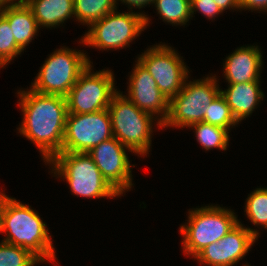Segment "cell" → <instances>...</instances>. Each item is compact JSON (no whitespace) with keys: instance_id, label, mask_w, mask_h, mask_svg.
<instances>
[{"instance_id":"obj_1","label":"cell","mask_w":267,"mask_h":266,"mask_svg":"<svg viewBox=\"0 0 267 266\" xmlns=\"http://www.w3.org/2000/svg\"><path fill=\"white\" fill-rule=\"evenodd\" d=\"M17 95L24 117L18 131L37 146L44 162H48L62 151L68 114L66 97L42 94L31 88L20 89Z\"/></svg>"},{"instance_id":"obj_2","label":"cell","mask_w":267,"mask_h":266,"mask_svg":"<svg viewBox=\"0 0 267 266\" xmlns=\"http://www.w3.org/2000/svg\"><path fill=\"white\" fill-rule=\"evenodd\" d=\"M2 241L28 249L42 262H55V249L46 224L28 205L6 195L0 208Z\"/></svg>"},{"instance_id":"obj_3","label":"cell","mask_w":267,"mask_h":266,"mask_svg":"<svg viewBox=\"0 0 267 266\" xmlns=\"http://www.w3.org/2000/svg\"><path fill=\"white\" fill-rule=\"evenodd\" d=\"M52 173L66 179L74 195L85 198L120 196L103 178L87 153L60 152L47 162Z\"/></svg>"},{"instance_id":"obj_4","label":"cell","mask_w":267,"mask_h":266,"mask_svg":"<svg viewBox=\"0 0 267 266\" xmlns=\"http://www.w3.org/2000/svg\"><path fill=\"white\" fill-rule=\"evenodd\" d=\"M108 111L113 137L135 155L146 156L151 146L152 124L156 117L140 110L120 91L113 95Z\"/></svg>"},{"instance_id":"obj_5","label":"cell","mask_w":267,"mask_h":266,"mask_svg":"<svg viewBox=\"0 0 267 266\" xmlns=\"http://www.w3.org/2000/svg\"><path fill=\"white\" fill-rule=\"evenodd\" d=\"M188 213V223L180 226V233L183 251L192 257L221 240L240 221L233 211L217 205L195 208Z\"/></svg>"},{"instance_id":"obj_6","label":"cell","mask_w":267,"mask_h":266,"mask_svg":"<svg viewBox=\"0 0 267 266\" xmlns=\"http://www.w3.org/2000/svg\"><path fill=\"white\" fill-rule=\"evenodd\" d=\"M89 64L86 53L63 46L45 60L30 88L42 94L66 97Z\"/></svg>"},{"instance_id":"obj_7","label":"cell","mask_w":267,"mask_h":266,"mask_svg":"<svg viewBox=\"0 0 267 266\" xmlns=\"http://www.w3.org/2000/svg\"><path fill=\"white\" fill-rule=\"evenodd\" d=\"M149 20L141 12L120 13L114 10L92 23L80 43L101 50L125 48L149 26Z\"/></svg>"},{"instance_id":"obj_8","label":"cell","mask_w":267,"mask_h":266,"mask_svg":"<svg viewBox=\"0 0 267 266\" xmlns=\"http://www.w3.org/2000/svg\"><path fill=\"white\" fill-rule=\"evenodd\" d=\"M215 77L207 76L196 81H188L187 77L183 88L169 101V115L162 128H184L202 122L209 104L221 90Z\"/></svg>"},{"instance_id":"obj_9","label":"cell","mask_w":267,"mask_h":266,"mask_svg":"<svg viewBox=\"0 0 267 266\" xmlns=\"http://www.w3.org/2000/svg\"><path fill=\"white\" fill-rule=\"evenodd\" d=\"M114 82L111 70L92 72L89 64L66 96L68 113L84 114L108 109L117 92Z\"/></svg>"},{"instance_id":"obj_10","label":"cell","mask_w":267,"mask_h":266,"mask_svg":"<svg viewBox=\"0 0 267 266\" xmlns=\"http://www.w3.org/2000/svg\"><path fill=\"white\" fill-rule=\"evenodd\" d=\"M112 137L108 109L94 113H68L61 152L87 153Z\"/></svg>"},{"instance_id":"obj_11","label":"cell","mask_w":267,"mask_h":266,"mask_svg":"<svg viewBox=\"0 0 267 266\" xmlns=\"http://www.w3.org/2000/svg\"><path fill=\"white\" fill-rule=\"evenodd\" d=\"M183 57L176 50L165 44H156L138 57V61L155 79L161 93L169 101L183 88L189 77Z\"/></svg>"},{"instance_id":"obj_12","label":"cell","mask_w":267,"mask_h":266,"mask_svg":"<svg viewBox=\"0 0 267 266\" xmlns=\"http://www.w3.org/2000/svg\"><path fill=\"white\" fill-rule=\"evenodd\" d=\"M125 149L132 152L112 137L87 152L103 178L120 196L133 185L131 164Z\"/></svg>"},{"instance_id":"obj_13","label":"cell","mask_w":267,"mask_h":266,"mask_svg":"<svg viewBox=\"0 0 267 266\" xmlns=\"http://www.w3.org/2000/svg\"><path fill=\"white\" fill-rule=\"evenodd\" d=\"M259 231L244 227L239 222L221 240L201 250L194 259L201 265L233 266L248 253L259 236Z\"/></svg>"},{"instance_id":"obj_14","label":"cell","mask_w":267,"mask_h":266,"mask_svg":"<svg viewBox=\"0 0 267 266\" xmlns=\"http://www.w3.org/2000/svg\"><path fill=\"white\" fill-rule=\"evenodd\" d=\"M128 85L127 97L140 110L156 116L157 126L161 129L169 115V100L161 93L155 79L138 60L129 77Z\"/></svg>"},{"instance_id":"obj_15","label":"cell","mask_w":267,"mask_h":266,"mask_svg":"<svg viewBox=\"0 0 267 266\" xmlns=\"http://www.w3.org/2000/svg\"><path fill=\"white\" fill-rule=\"evenodd\" d=\"M223 64V74L228 84L260 81L263 62L258 46L248 45L235 49Z\"/></svg>"},{"instance_id":"obj_16","label":"cell","mask_w":267,"mask_h":266,"mask_svg":"<svg viewBox=\"0 0 267 266\" xmlns=\"http://www.w3.org/2000/svg\"><path fill=\"white\" fill-rule=\"evenodd\" d=\"M259 86L260 81H253L229 84L226 90H220L238 123L249 117L259 102L264 99V93Z\"/></svg>"},{"instance_id":"obj_17","label":"cell","mask_w":267,"mask_h":266,"mask_svg":"<svg viewBox=\"0 0 267 266\" xmlns=\"http://www.w3.org/2000/svg\"><path fill=\"white\" fill-rule=\"evenodd\" d=\"M0 13L8 20L16 45L24 51L40 29L31 8L21 2L18 5L0 8Z\"/></svg>"},{"instance_id":"obj_18","label":"cell","mask_w":267,"mask_h":266,"mask_svg":"<svg viewBox=\"0 0 267 266\" xmlns=\"http://www.w3.org/2000/svg\"><path fill=\"white\" fill-rule=\"evenodd\" d=\"M39 27L52 28L74 15V0H28Z\"/></svg>"},{"instance_id":"obj_19","label":"cell","mask_w":267,"mask_h":266,"mask_svg":"<svg viewBox=\"0 0 267 266\" xmlns=\"http://www.w3.org/2000/svg\"><path fill=\"white\" fill-rule=\"evenodd\" d=\"M117 0H74V17L90 26L108 13L117 10Z\"/></svg>"},{"instance_id":"obj_20","label":"cell","mask_w":267,"mask_h":266,"mask_svg":"<svg viewBox=\"0 0 267 266\" xmlns=\"http://www.w3.org/2000/svg\"><path fill=\"white\" fill-rule=\"evenodd\" d=\"M190 127L195 130L197 142L206 151L211 148H218L224 151L227 149L229 145V131L227 129L203 121L192 124Z\"/></svg>"},{"instance_id":"obj_21","label":"cell","mask_w":267,"mask_h":266,"mask_svg":"<svg viewBox=\"0 0 267 266\" xmlns=\"http://www.w3.org/2000/svg\"><path fill=\"white\" fill-rule=\"evenodd\" d=\"M152 4L168 24L183 26L192 18L191 0H154Z\"/></svg>"},{"instance_id":"obj_22","label":"cell","mask_w":267,"mask_h":266,"mask_svg":"<svg viewBox=\"0 0 267 266\" xmlns=\"http://www.w3.org/2000/svg\"><path fill=\"white\" fill-rule=\"evenodd\" d=\"M207 114L204 115L203 122L220 126L230 132V127L239 124L231 113L225 97L219 93L209 104Z\"/></svg>"},{"instance_id":"obj_23","label":"cell","mask_w":267,"mask_h":266,"mask_svg":"<svg viewBox=\"0 0 267 266\" xmlns=\"http://www.w3.org/2000/svg\"><path fill=\"white\" fill-rule=\"evenodd\" d=\"M42 261L28 249L1 241L0 266H34Z\"/></svg>"},{"instance_id":"obj_24","label":"cell","mask_w":267,"mask_h":266,"mask_svg":"<svg viewBox=\"0 0 267 266\" xmlns=\"http://www.w3.org/2000/svg\"><path fill=\"white\" fill-rule=\"evenodd\" d=\"M245 212L249 220L267 229V188H257L248 195Z\"/></svg>"},{"instance_id":"obj_25","label":"cell","mask_w":267,"mask_h":266,"mask_svg":"<svg viewBox=\"0 0 267 266\" xmlns=\"http://www.w3.org/2000/svg\"><path fill=\"white\" fill-rule=\"evenodd\" d=\"M21 52L22 50L16 45L8 20L0 13V67L8 65Z\"/></svg>"},{"instance_id":"obj_26","label":"cell","mask_w":267,"mask_h":266,"mask_svg":"<svg viewBox=\"0 0 267 266\" xmlns=\"http://www.w3.org/2000/svg\"><path fill=\"white\" fill-rule=\"evenodd\" d=\"M195 11H199L203 16H206L208 19H215L217 15L223 13L218 5L213 0H191V16L195 14Z\"/></svg>"},{"instance_id":"obj_27","label":"cell","mask_w":267,"mask_h":266,"mask_svg":"<svg viewBox=\"0 0 267 266\" xmlns=\"http://www.w3.org/2000/svg\"><path fill=\"white\" fill-rule=\"evenodd\" d=\"M240 11L251 10V11H267V0H239Z\"/></svg>"},{"instance_id":"obj_28","label":"cell","mask_w":267,"mask_h":266,"mask_svg":"<svg viewBox=\"0 0 267 266\" xmlns=\"http://www.w3.org/2000/svg\"><path fill=\"white\" fill-rule=\"evenodd\" d=\"M219 7V9L224 12L227 9H240L239 0H213Z\"/></svg>"},{"instance_id":"obj_29","label":"cell","mask_w":267,"mask_h":266,"mask_svg":"<svg viewBox=\"0 0 267 266\" xmlns=\"http://www.w3.org/2000/svg\"><path fill=\"white\" fill-rule=\"evenodd\" d=\"M121 1L122 3H126L125 5H128L130 8V11H132V8H143L146 5L152 4L154 0H117Z\"/></svg>"},{"instance_id":"obj_30","label":"cell","mask_w":267,"mask_h":266,"mask_svg":"<svg viewBox=\"0 0 267 266\" xmlns=\"http://www.w3.org/2000/svg\"><path fill=\"white\" fill-rule=\"evenodd\" d=\"M19 3L21 2L16 0H0V8L18 5Z\"/></svg>"},{"instance_id":"obj_31","label":"cell","mask_w":267,"mask_h":266,"mask_svg":"<svg viewBox=\"0 0 267 266\" xmlns=\"http://www.w3.org/2000/svg\"><path fill=\"white\" fill-rule=\"evenodd\" d=\"M5 197H6V194L0 192V208Z\"/></svg>"},{"instance_id":"obj_32","label":"cell","mask_w":267,"mask_h":266,"mask_svg":"<svg viewBox=\"0 0 267 266\" xmlns=\"http://www.w3.org/2000/svg\"><path fill=\"white\" fill-rule=\"evenodd\" d=\"M18 1L26 3L28 0H18Z\"/></svg>"}]
</instances>
